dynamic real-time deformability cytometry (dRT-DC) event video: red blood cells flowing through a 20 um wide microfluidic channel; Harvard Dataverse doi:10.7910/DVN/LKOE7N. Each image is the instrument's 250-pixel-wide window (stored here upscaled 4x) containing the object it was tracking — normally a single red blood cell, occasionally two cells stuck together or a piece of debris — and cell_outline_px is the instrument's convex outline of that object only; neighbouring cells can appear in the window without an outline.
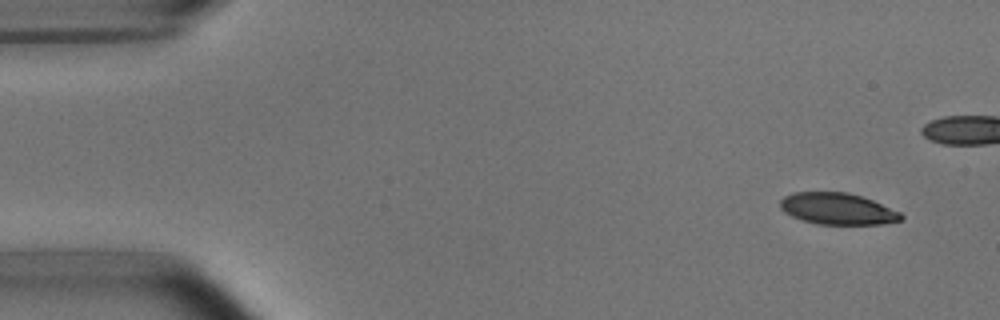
{"species": "common noctule bat (a hibernating species)", "species_latin": "Nyctalus noctula", "temperature_condition": "room temperature", "stored_images_in_passage": 40, "camera_frame_rate_fps": 3000, "um_per_image_px": 0.085, "animal": {"sex": "male", "body_mass_g": 15.6}, "frame": {"image": 1, "passage_image": 1, "time_ms": 0.0, "image_size_px": [1000, 320], "cell_outline_px": [[904, 220], [884, 224], [816, 224], [792, 216], [784, 212], [780, 208], [780, 200], [784, 196], [792, 192], [848, 192], [872, 200], [900, 212], [904, 216]], "centroid_in_image_um": [71.2, 17.75], "position_along_channel_um": 13.8, "area_um2": 22.25}}
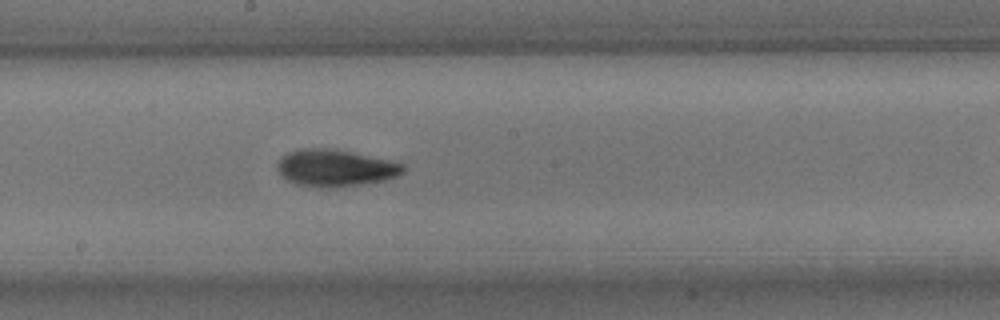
{"frame": {"image": 2, "passage_image": 26, "time_ms": 8.333, "image_size_px": [1000, 320], "cell_outline_px": [[404, 172], [396, 176], [384, 180], [336, 188], [296, 184], [288, 180], [276, 168], [276, 164], [280, 156], [288, 152], [300, 148], [328, 148], [388, 160], [404, 164]], "centroid_in_image_um": [28.45, 14.27], "position_along_channel_um": 219.7, "area_um2": 26.7}}
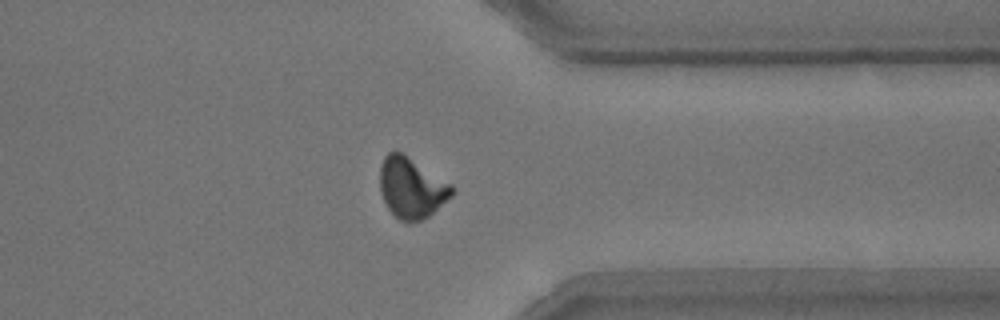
{"frame": {"image": 3, "passage_image": 39, "time_ms": 12.667, "image_size_px": [1000, 320], "cell_outline_px": [[456, 188], [452, 196], [428, 216], [420, 220], [408, 224], [400, 220], [388, 208], [380, 192], [380, 164], [384, 156], [388, 152], [396, 148], [404, 152], [452, 184]], "centroid_in_image_um": [34.98, 15.91], "position_along_channel_um": 376.4, "area_um2": 26.01}}